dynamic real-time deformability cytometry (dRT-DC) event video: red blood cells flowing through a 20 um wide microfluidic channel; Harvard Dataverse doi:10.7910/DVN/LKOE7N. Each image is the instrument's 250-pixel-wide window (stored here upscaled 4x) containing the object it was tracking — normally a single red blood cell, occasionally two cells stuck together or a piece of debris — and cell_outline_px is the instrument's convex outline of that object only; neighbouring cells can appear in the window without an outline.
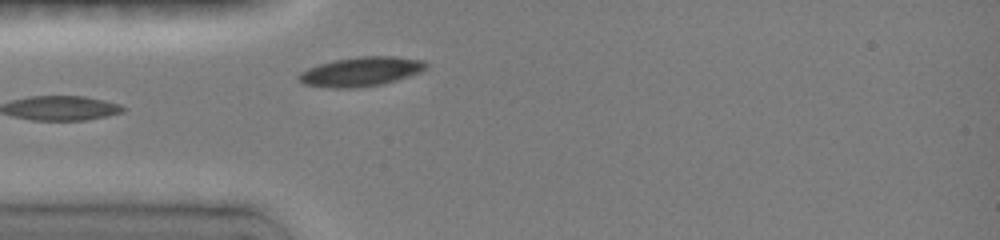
{"species": "common noctule bat (a hibernating species)", "species_latin": "Nyctalus noctula", "temperature_condition": "room temperature", "stored_images_in_passage": 25, "camera_frame_rate_fps": 3000, "um_per_image_px": 0.085, "animal": {"sex": "female", "body_mass_g": 19.0, "forearm_length_mm": 51.5}, "frame": {"image": 1, "passage_image": 1, "time_ms": 0.0, "image_size_px": [1000, 240], "cell_outline_px": [[428, 64], [420, 72], [380, 84], [352, 88], [336, 88], [304, 84], [296, 76], [300, 72], [308, 68], [332, 60], [356, 56], [392, 56], [424, 60]], "centroid_in_image_um": [30.64, 6.07], "position_along_channel_um": 54.4, "area_um2": 21.44}, "authors_computed_cell_mechanics": {"area_um2": 18.3226, "velocity_mm_per_s": 3.9752, "shape_relaxation_time_tau1_ms": null, "shape_relaxation_time_tau2_ms": 2.1742, "deformation_change_tau1": null, "deformation_change_tau2": 0.0569}}